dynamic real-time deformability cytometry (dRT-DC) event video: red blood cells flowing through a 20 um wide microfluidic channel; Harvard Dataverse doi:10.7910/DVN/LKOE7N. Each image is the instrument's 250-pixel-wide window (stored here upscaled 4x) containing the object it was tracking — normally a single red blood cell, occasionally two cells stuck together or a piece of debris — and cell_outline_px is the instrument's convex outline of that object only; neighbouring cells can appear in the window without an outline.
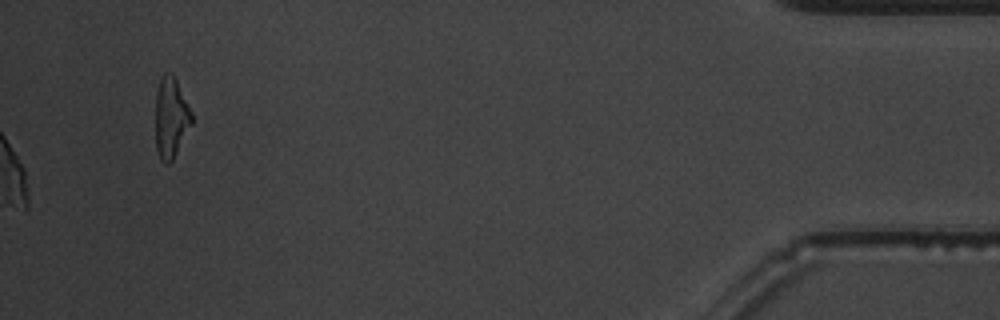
{"species": "common noctule bat (a hibernating species)", "species_latin": "Nyctalus noctula", "temperature_condition": "warm", "stored_images_in_passage": 55, "camera_frame_rate_fps": 3000, "um_per_image_px": 0.085, "animal": {"sex": "male", "body_mass_g": 19.5, "forearm_length_mm": 54.6}, "frame": {"image": 1, "passage_image": 55, "time_ms": 18.0, "image_size_px": [1000, 320], "cell_outline_px": [[192, 124], [172, 160], [168, 164], [164, 164], [160, 160], [156, 148], [156, 92], [160, 80], [164, 72], [172, 72], [192, 112]], "centroid_in_image_um": [14.52, 10.0], "position_along_channel_um": 420.7, "area_um2": 16.94}}